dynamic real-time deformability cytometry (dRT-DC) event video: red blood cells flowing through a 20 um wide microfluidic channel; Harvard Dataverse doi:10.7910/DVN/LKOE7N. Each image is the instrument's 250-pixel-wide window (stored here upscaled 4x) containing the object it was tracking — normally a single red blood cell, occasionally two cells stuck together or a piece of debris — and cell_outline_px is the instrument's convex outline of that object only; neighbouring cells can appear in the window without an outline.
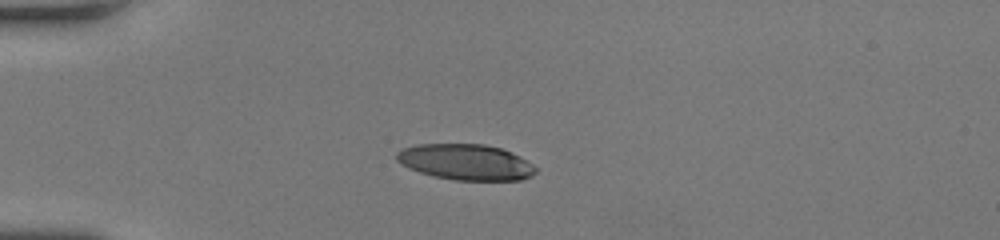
{"species": "human", "species_latin": "Homo sapiens", "temperature_condition": "room temperature", "stored_images_in_passage": 36, "camera_frame_rate_fps": 3000, "um_per_image_px": 0.085, "donor": {"sex": "female"}, "frame": {"image": 1, "passage_image": 1, "time_ms": 0.0, "image_size_px": [1000, 240], "cell_outline_px": [[536, 172], [532, 176], [520, 180], [452, 180], [432, 176], [408, 168], [400, 164], [396, 160], [396, 152], [404, 148], [416, 144], [484, 144], [500, 148], [512, 152], [520, 156], [532, 164], [536, 168]], "centroid_in_image_um": [39.57, 13.78], "position_along_channel_um": 45.4, "area_um2": 29.19}}
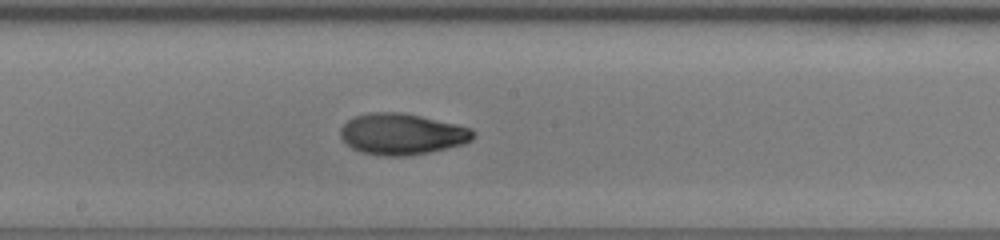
{"frame": {"image": 2, "passage_image": 15, "time_ms": 4.667, "image_size_px": [1000, 240], "cell_outline_px": [[476, 132], [472, 140], [464, 144], [428, 152], [408, 156], [384, 156], [360, 152], [352, 148], [340, 136], [340, 128], [348, 120], [356, 116], [368, 112], [400, 112], [420, 116], [456, 124], [472, 128]], "centroid_in_image_um": [34.17, 11.39], "position_along_channel_um": 214.0, "area_um2": 31.85}}
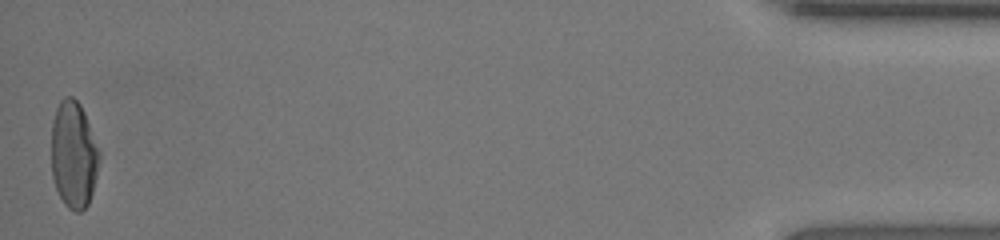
{"frame": {"image": 3, "passage_image": 36, "time_ms": 11.667, "image_size_px": [1000, 240], "cell_outline_px": [[100, 160], [92, 192], [88, 204], [80, 212], [76, 212], [68, 208], [64, 204], [56, 188], [52, 176], [52, 120], [56, 108], [60, 100], [64, 96], [72, 96], [80, 104], [84, 112], [100, 156]], "centroid_in_image_um": [6.24, 13.15], "position_along_channel_um": 429.0, "area_um2": 29.65}, "authors_computed_cell_mechanics": {"area_um2": 30.923, "velocity_mm_per_s": 4.3205, "shape_relaxation_time_tau1_ms": 5.2481, "shape_relaxation_time_tau2_ms": 1.435, "deformation_change_tau1": 0.2397, "deformation_change_tau2": 0.0578}}